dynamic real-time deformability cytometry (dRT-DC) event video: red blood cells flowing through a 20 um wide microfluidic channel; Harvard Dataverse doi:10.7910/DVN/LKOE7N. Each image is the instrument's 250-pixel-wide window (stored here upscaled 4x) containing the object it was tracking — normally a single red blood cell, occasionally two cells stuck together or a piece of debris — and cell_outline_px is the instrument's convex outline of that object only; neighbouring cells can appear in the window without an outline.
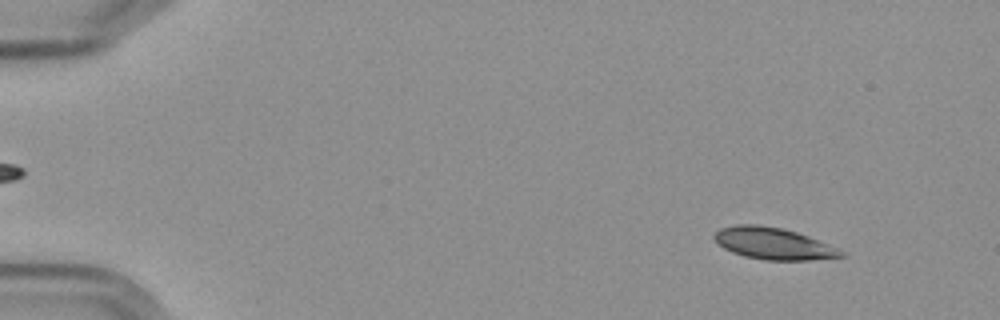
{"species": "Egyptian fruit bat (a non-hibernating species)", "species_latin": "Rousettus aegyptiacus", "temperature_condition": "cold", "stored_images_in_passage": 57, "camera_frame_rate_fps": 3000, "um_per_image_px": 0.085, "frame": {"image": 1, "passage_image": 6, "time_ms": 1.667, "image_size_px": [1000, 320], "cell_outline_px": [[848, 256], [808, 260], [764, 260], [744, 256], [732, 252], [724, 248], [712, 236], [720, 228], [736, 224], [760, 224], [784, 228], [808, 236], [848, 252]], "centroid_in_image_um": [65.77, 20.7], "position_along_channel_um": 19.2, "area_um2": 23.64}}
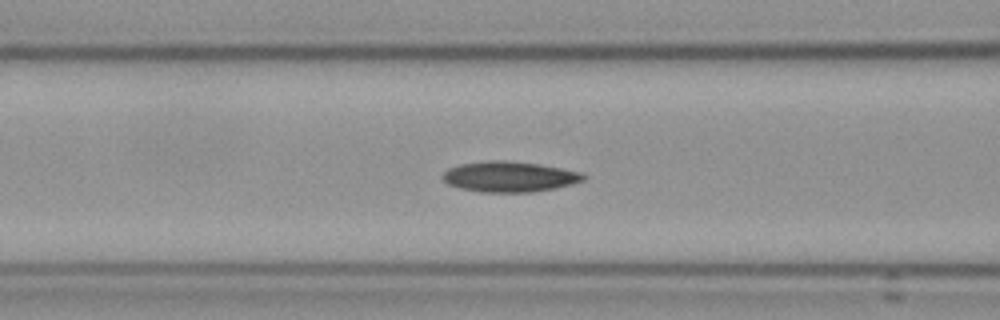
{"frame": {"image": 2, "passage_image": 24, "time_ms": 7.667, "image_size_px": [1000, 320], "cell_outline_px": [[588, 176], [584, 180], [552, 188], [532, 192], [480, 192], [460, 188], [448, 184], [440, 176], [448, 168], [460, 164], [492, 160], [504, 160], [540, 164], [580, 172]], "centroid_in_image_um": [43.26, 15.01], "position_along_channel_um": 123.3, "area_um2": 24.85}}
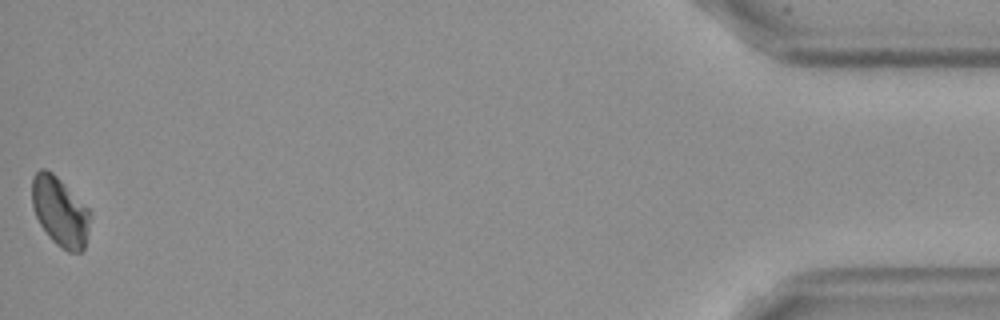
{"frame": {"image": 3, "passage_image": 57, "time_ms": 18.667, "image_size_px": [1000, 320], "cell_outline_px": [[92, 212], [88, 232], [84, 248], [80, 252], [68, 252], [60, 248], [48, 236], [40, 224], [32, 208], [32, 176], [40, 168], [44, 168], [52, 172]], "centroid_in_image_um": [5.1, 18.0], "position_along_channel_um": 430.1, "area_um2": 23.52}, "authors_computed_cell_mechanics": {"area_um2": 23.5246, "velocity_mm_per_s": 3.5712, "shape_relaxation_time_tau1_ms": 9.4468, "shape_relaxation_time_tau2_ms": null, "deformation_change_tau1": 0.096, "deformation_change_tau2": null}}